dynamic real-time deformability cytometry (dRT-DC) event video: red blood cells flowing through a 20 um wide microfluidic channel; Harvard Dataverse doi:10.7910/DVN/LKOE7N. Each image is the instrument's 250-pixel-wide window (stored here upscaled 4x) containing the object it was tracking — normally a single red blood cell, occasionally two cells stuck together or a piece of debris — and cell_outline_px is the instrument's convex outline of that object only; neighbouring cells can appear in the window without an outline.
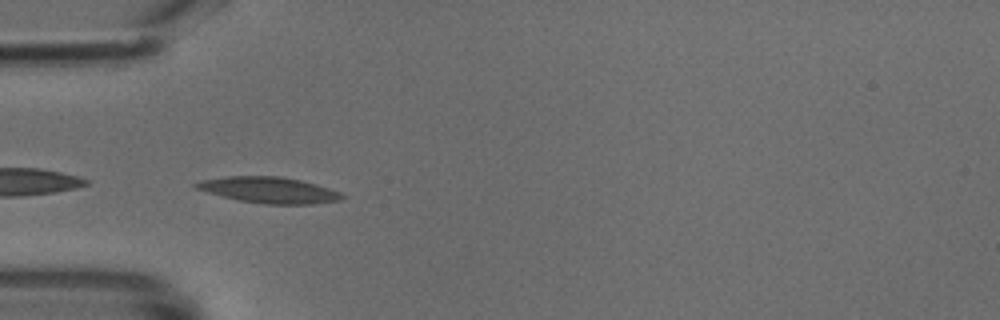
{"species": "common noctule bat (a hibernating species)", "species_latin": "Nyctalus noctula", "temperature_condition": "cold", "stored_images_in_passage": 35, "camera_frame_rate_fps": 3000, "um_per_image_px": 0.085, "animal": {"sex": "male", "body_mass_g": 18.8}, "frame": {"image": 1, "passage_image": 1, "time_ms": 0.0, "image_size_px": [1000, 320], "cell_outline_px": [[344, 196], [340, 200], [312, 204], [264, 204], [240, 200], [208, 192], [196, 188], [192, 184], [200, 180], [228, 176], [280, 176], [300, 180], [316, 184], [340, 192]], "centroid_in_image_um": [22.86, 16.14], "position_along_channel_um": 62.1, "area_um2": 21.91}}
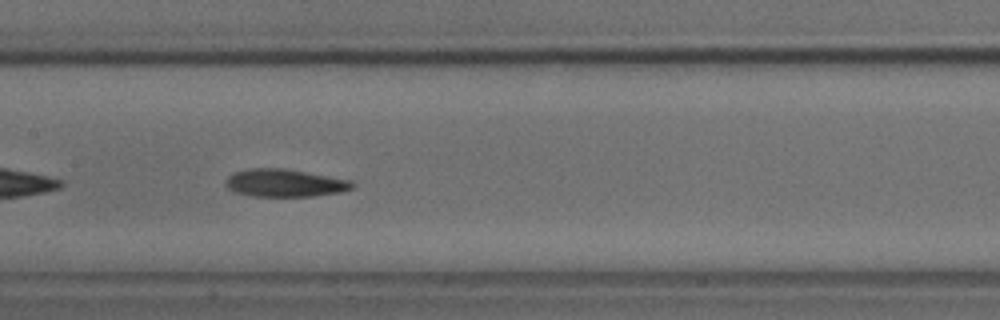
{"frame": {"image": 2, "passage_image": 10, "time_ms": 3.0, "image_size_px": [1000, 320], "cell_outline_px": [[356, 184], [352, 188], [340, 192], [312, 196], [252, 196], [236, 192], [228, 188], [224, 184], [228, 176], [236, 172], [248, 168], [284, 168], [352, 180]], "centroid_in_image_um": [24.21, 15.55], "position_along_channel_um": 183.2, "area_um2": 20.4}}
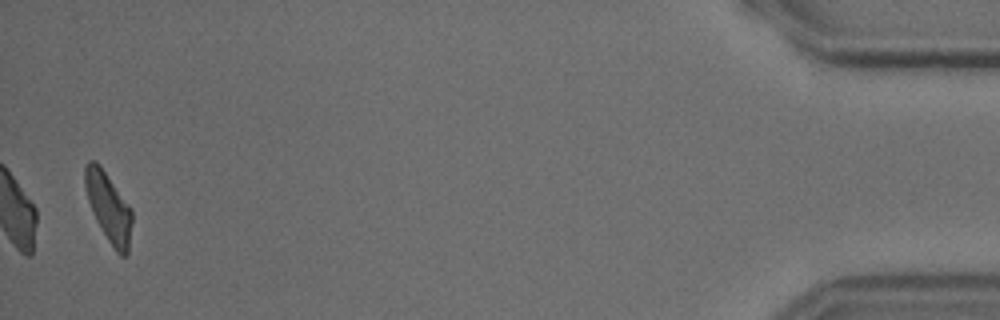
{"frame": {"image": 3, "passage_image": 34, "time_ms": 11.0, "image_size_px": [1000, 320], "cell_outline_px": [[132, 224], [128, 252], [124, 256], [120, 256], [116, 252], [108, 240], [96, 220], [92, 212], [88, 200], [84, 184], [84, 168], [88, 160], [96, 160], [100, 164], [132, 208]], "centroid_in_image_um": [9.23, 17.58], "position_along_channel_um": 426.0, "area_um2": 19.19}}